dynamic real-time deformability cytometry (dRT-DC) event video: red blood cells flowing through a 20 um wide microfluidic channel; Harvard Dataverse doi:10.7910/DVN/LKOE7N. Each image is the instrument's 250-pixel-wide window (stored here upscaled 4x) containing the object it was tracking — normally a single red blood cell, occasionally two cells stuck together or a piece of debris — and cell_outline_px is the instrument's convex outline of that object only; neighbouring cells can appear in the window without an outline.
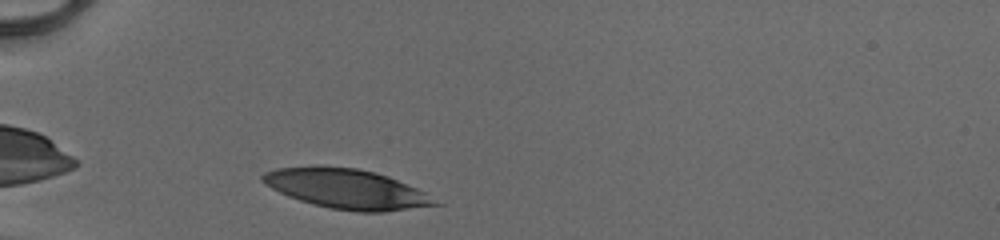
{"species": "human", "species_latin": "Homo sapiens", "temperature_condition": "cold", "stored_images_in_passage": 28, "camera_frame_rate_fps": 3000, "um_per_image_px": 0.085, "donor": {"sex": "male"}, "frame": {"image": 1, "passage_image": 1, "time_ms": 0.0, "image_size_px": [1000, 240], "cell_outline_px": [[444, 204], [384, 212], [356, 212], [328, 208], [312, 204], [288, 196], [264, 184], [260, 180], [260, 176], [264, 172], [276, 168], [316, 164], [356, 168], [376, 172], [388, 176], [416, 188], [424, 192]], "centroid_in_image_um": [29.42, 16.04], "position_along_channel_um": 55.6, "area_um2": 40.46}}
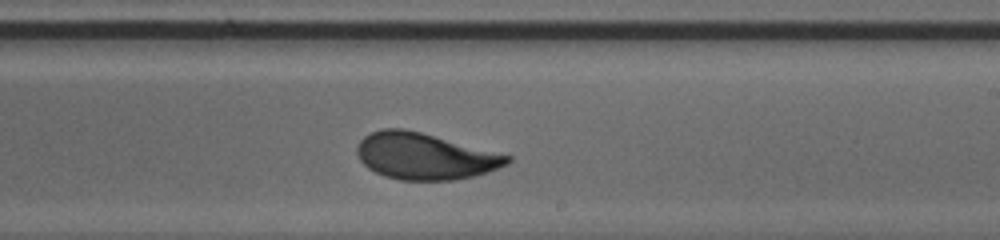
{"frame": {"image": 2, "passage_image": 17, "time_ms": 5.333, "image_size_px": [1000, 240], "cell_outline_px": [[512, 160], [508, 164], [488, 172], [456, 180], [400, 180], [384, 176], [368, 168], [360, 160], [356, 152], [356, 148], [360, 140], [364, 136], [380, 128], [404, 128], [420, 132], [512, 156]], "centroid_in_image_um": [36.09, 13.28], "position_along_channel_um": 252.9, "area_um2": 40.58}}
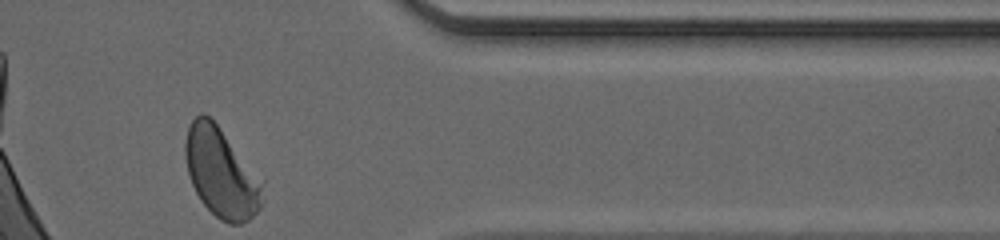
{"frame": {"image": 3, "passage_image": 28, "time_ms": 9.0, "image_size_px": [1000, 240], "cell_outline_px": [[264, 180], [260, 208], [248, 220], [240, 224], [228, 224], [220, 220], [200, 200], [192, 184], [188, 172], [184, 156], [184, 144], [188, 128], [192, 120], [200, 112], [204, 112], [216, 124]], "centroid_in_image_um": [18.8, 14.69], "position_along_channel_um": 392.6, "area_um2": 40.17}, "authors_computed_cell_mechanics": {"area_um2": 40.6334, "velocity_mm_per_s": 4.0976, "shape_relaxation_time_tau1_ms": 2.7646, "shape_relaxation_time_tau2_ms": 0.8747, "deformation_change_tau1": 0.1439, "deformation_change_tau2": 0.0591}}